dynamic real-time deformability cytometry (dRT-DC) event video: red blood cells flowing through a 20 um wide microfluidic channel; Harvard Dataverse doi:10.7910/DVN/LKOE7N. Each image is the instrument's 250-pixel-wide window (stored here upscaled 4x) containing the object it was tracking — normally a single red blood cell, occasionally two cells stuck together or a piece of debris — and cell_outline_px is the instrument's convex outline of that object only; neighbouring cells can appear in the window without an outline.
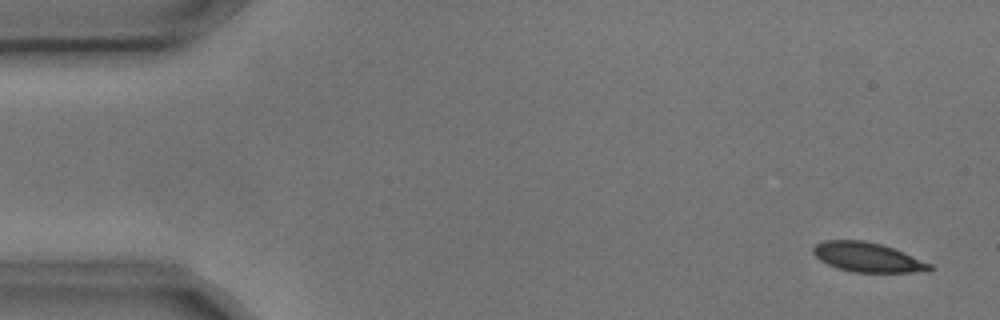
{"species": "common noctule bat (a hibernating species)", "species_latin": "Nyctalus noctula", "temperature_condition": "cold", "stored_images_in_passage": 8, "camera_frame_rate_fps": 3000, "um_per_image_px": 0.085, "animal": {"sex": "male", "body_mass_g": 17.9, "forearm_length_mm": 54.2}, "frame": {"image": 1, "passage_image": 1, "time_ms": 0.0, "image_size_px": [1000, 320], "cell_outline_px": [[936, 268], [908, 272], [852, 272], [836, 268], [820, 260], [812, 252], [812, 248], [816, 244], [824, 240], [864, 240], [880, 244], [892, 248], [932, 264]], "centroid_in_image_um": [73.68, 21.86], "position_along_channel_um": 11.3, "area_um2": 19.77}}
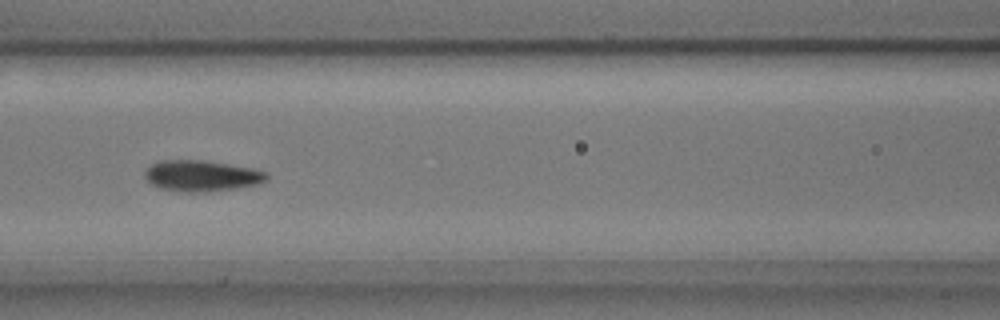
{"frame": {"image": 2, "passage_image": 7, "time_ms": 2.0, "image_size_px": [1000, 320], "cell_outline_px": [[268, 180], [260, 184], [236, 188], [208, 192], [184, 192], [160, 188], [152, 184], [144, 176], [144, 172], [152, 164], [160, 160], [204, 160], [252, 168], [268, 172]], "centroid_in_image_um": [17.17, 14.95], "position_along_channel_um": 149.4, "area_um2": 22.14}}
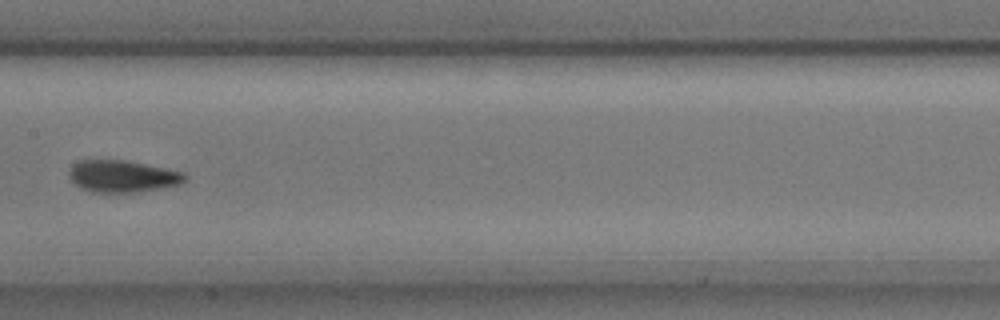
{"frame": {"image": 3, "passage_image": 8, "time_ms": 2.333, "image_size_px": [1000, 320], "cell_outline_px": [[188, 176], [180, 184], [160, 188], [136, 192], [92, 192], [80, 188], [68, 176], [68, 172], [80, 160], [124, 160], [184, 172]], "centroid_in_image_um": [10.41, 14.99], "position_along_channel_um": 197.0, "area_um2": 21.27}}